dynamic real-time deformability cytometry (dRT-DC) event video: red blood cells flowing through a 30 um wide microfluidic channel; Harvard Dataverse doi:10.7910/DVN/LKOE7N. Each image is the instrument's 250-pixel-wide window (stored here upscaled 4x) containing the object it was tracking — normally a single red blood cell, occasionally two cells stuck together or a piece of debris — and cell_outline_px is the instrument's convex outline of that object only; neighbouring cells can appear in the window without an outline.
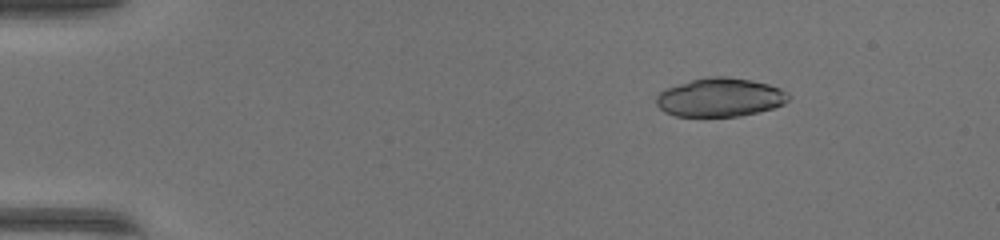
{"species": "common noctule bat (a hibernating species)", "species_latin": "Nyctalus noctula", "temperature_condition": "warm", "stored_images_in_passage": 43, "camera_frame_rate_fps": 3000, "um_per_image_px": 0.085, "animal": {"sex": "female", "body_mass_g": 17.0, "forearm_length_mm": 48.0}, "frame": {"image": 1, "passage_image": 1, "time_ms": 0.0, "image_size_px": [1000, 240], "cell_outline_px": [[792, 96], [784, 104], [772, 108], [740, 116], [676, 116], [664, 112], [656, 104], [656, 96], [660, 92], [668, 88], [692, 80], [708, 76], [728, 76], [752, 80], [768, 84], [780, 88], [788, 92]], "centroid_in_image_um": [61.23, 8.27], "position_along_channel_um": 23.8, "area_um2": 29.77}}